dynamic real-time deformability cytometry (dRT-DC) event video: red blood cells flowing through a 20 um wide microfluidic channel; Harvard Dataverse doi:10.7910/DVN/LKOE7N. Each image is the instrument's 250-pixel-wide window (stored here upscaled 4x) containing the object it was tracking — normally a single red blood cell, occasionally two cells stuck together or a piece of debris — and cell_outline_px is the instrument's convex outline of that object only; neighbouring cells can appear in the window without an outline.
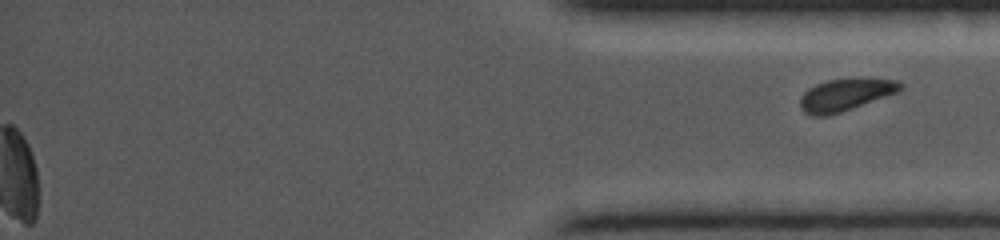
{"species": "common noctule bat (a hibernating species)", "species_latin": "Nyctalus noctula", "temperature_condition": "cold", "stored_images_in_passage": 73, "segment_of_instrument_passage": [2, 2], "camera_frame_rate_fps": 5000, "um_per_image_px": 0.085, "animal": {"sex": "female", "body_mass_g": 19.0, "forearm_length_mm": 56.7}, "frame": {"image": 1, "passage_image": 73, "time_ms": 14.6, "image_size_px": [1000, 240], "cell_outline_px": [[904, 88], [900, 92], [828, 116], [812, 116], [804, 112], [800, 108], [800, 96], [808, 88], [816, 84], [828, 80], [852, 76], [868, 76], [896, 80], [904, 84]], "centroid_in_image_um": [71.92, 8.0], "position_along_channel_um": 363.3, "area_um2": 19.65}}